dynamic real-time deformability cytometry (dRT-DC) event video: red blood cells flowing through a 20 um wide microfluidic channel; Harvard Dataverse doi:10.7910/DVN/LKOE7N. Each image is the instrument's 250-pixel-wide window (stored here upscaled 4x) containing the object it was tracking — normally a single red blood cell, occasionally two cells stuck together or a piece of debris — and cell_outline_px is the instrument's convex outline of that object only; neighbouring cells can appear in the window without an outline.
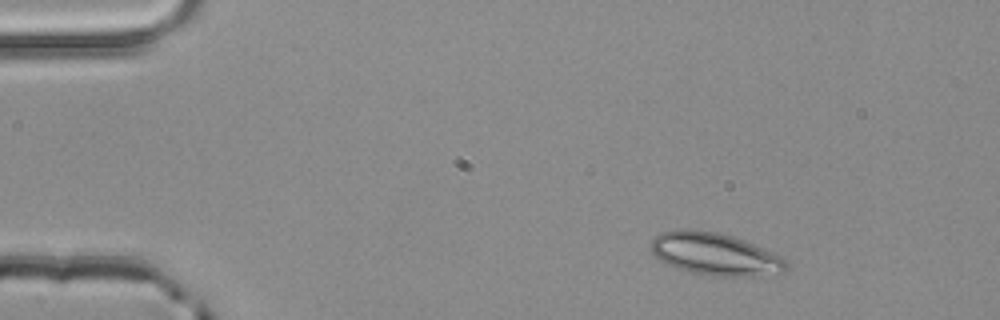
{"species": "common noctule bat (a hibernating species)", "species_latin": "Nyctalus noctula", "temperature_condition": "room temperature", "stored_images_in_passage": 3, "segment_of_instrument_passage": [1, 2], "camera_frame_rate_fps": 3000, "um_per_image_px": 0.085, "animal": {"sex": "male", "body_mass_g": 20.4}, "frame": {"image": 1, "passage_image": 1, "time_ms": 0.0, "image_size_px": [1000, 320], "cell_outline_px": [[788, 268], [784, 272], [760, 276], [716, 276], [692, 272], [676, 268], [664, 264], [652, 252], [652, 240], [660, 232], [676, 228], [688, 228], [716, 232], [732, 236], [744, 240], [780, 256], [788, 260]], "centroid_in_image_um": [60.77, 21.59], "position_along_channel_um": 24.2, "area_um2": 33.58}}